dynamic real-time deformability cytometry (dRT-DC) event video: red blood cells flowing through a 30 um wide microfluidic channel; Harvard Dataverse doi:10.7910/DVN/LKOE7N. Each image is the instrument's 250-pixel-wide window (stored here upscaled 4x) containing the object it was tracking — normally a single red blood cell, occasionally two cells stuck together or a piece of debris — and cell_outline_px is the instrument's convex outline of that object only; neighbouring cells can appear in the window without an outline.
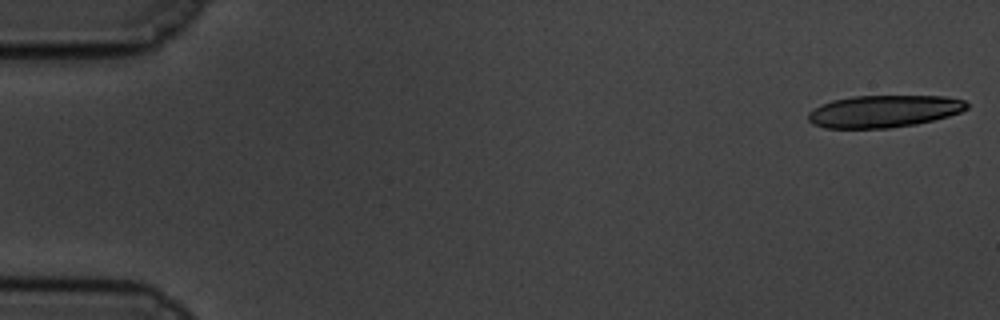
{"species": "common noctule bat (a hibernating species)", "species_latin": "Nyctalus noctula", "temperature_condition": "cold", "stored_images_in_passage": 15, "camera_frame_rate_fps": 3000, "um_per_image_px": 0.085, "animal": {"sex": "male", "body_mass_g": 19.5, "forearm_length_mm": 54.6}, "frame": {"image": 1, "passage_image": 1, "time_ms": 0.0, "image_size_px": [1000, 320], "cell_outline_px": [[968, 108], [960, 112], [948, 116], [916, 124], [888, 128], [824, 128], [812, 124], [808, 120], [808, 112], [820, 104], [832, 100], [852, 96], [944, 96], [964, 100], [968, 104]], "centroid_in_image_um": [75.09, 9.45], "position_along_channel_um": 9.9, "area_um2": 29.82}}